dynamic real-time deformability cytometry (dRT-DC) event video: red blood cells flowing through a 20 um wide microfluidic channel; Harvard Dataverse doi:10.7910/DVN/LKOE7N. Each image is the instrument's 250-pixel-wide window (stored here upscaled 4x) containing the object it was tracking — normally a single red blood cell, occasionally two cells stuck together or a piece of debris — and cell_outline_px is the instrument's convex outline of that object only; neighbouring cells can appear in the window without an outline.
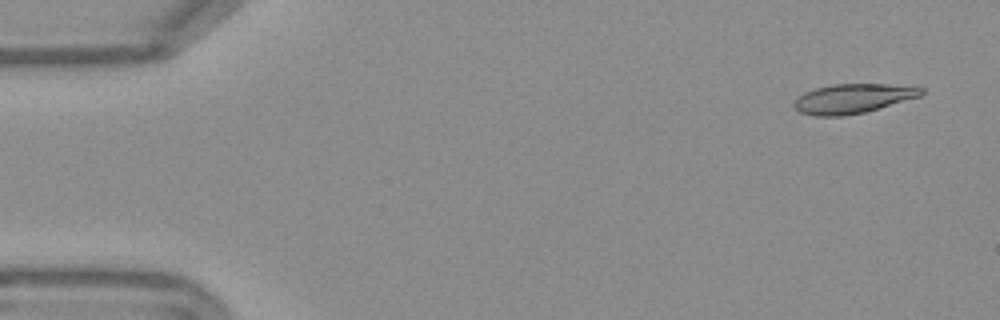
{"species": "Egyptian fruit bat (a non-hibernating species)", "species_latin": "Rousettus aegyptiacus", "temperature_condition": "warm", "stored_images_in_passage": 13, "camera_frame_rate_fps": 3000, "um_per_image_px": 0.085, "frame": {"image": 1, "passage_image": 3, "time_ms": 0.667, "image_size_px": [1000, 320], "cell_outline_px": [[924, 92], [920, 96], [864, 112], [844, 116], [816, 116], [800, 112], [792, 108], [792, 104], [804, 92], [816, 88], [832, 84], [912, 84], [924, 88]], "centroid_in_image_um": [72.52, 8.36], "position_along_channel_um": 12.5, "area_um2": 22.02}}